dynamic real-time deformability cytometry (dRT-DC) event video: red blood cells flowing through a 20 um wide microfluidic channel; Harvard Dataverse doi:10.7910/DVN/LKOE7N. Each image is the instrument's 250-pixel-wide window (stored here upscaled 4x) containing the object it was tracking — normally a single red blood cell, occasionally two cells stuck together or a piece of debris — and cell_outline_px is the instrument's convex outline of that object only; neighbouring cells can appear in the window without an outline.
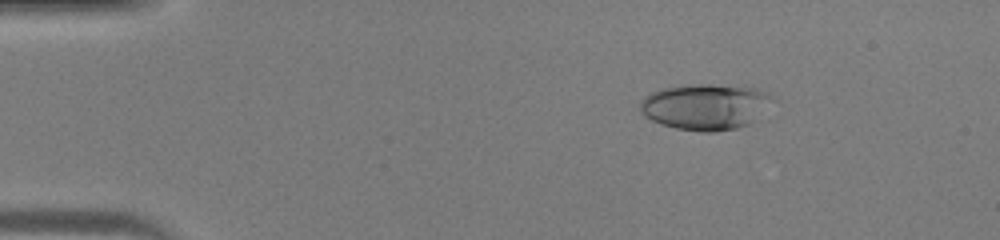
{"species": "human", "species_latin": "Homo sapiens", "temperature_condition": "warm", "stored_images_in_passage": 46, "camera_frame_rate_fps": 3000, "um_per_image_px": 0.085, "donor": {"sex": "male"}, "frame": {"image": 1, "passage_image": 8, "time_ms": 2.333, "image_size_px": [1000, 240], "cell_outline_px": [[776, 100], [752, 124], [736, 128], [716, 132], [700, 132], [676, 128], [660, 124], [644, 116], [640, 112], [640, 100], [644, 96], [652, 92], [664, 88], [684, 84], [712, 84], [760, 88], [768, 92]], "centroid_in_image_um": [60.0, 9.06], "position_along_channel_um": 25.0, "area_um2": 36.24}}
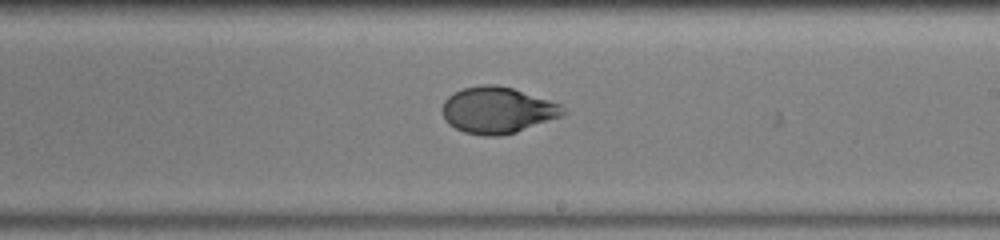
{"frame": {"image": 2, "passage_image": 28, "time_ms": 9.0, "image_size_px": [1000, 240], "cell_outline_px": [[564, 112], [560, 116], [516, 132], [500, 136], [484, 136], [464, 132], [448, 124], [444, 120], [440, 108], [444, 100], [448, 96], [464, 88], [484, 84], [496, 84], [512, 88], [560, 104]], "centroid_in_image_um": [42.2, 9.37], "position_along_channel_um": 246.8, "area_um2": 32.37}}
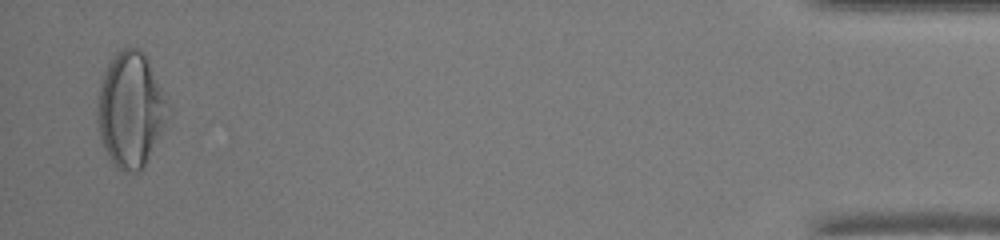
{"frame": {"image": 3, "passage_image": 45, "time_ms": 14.667, "image_size_px": [1000, 240], "cell_outline_px": [[168, 104], [164, 124], [144, 168], [136, 172], [124, 172], [112, 164], [104, 148], [100, 136], [96, 116], [96, 104], [100, 80], [104, 68], [112, 56], [120, 48], [140, 48], [144, 52], [164, 92]], "centroid_in_image_um": [11.05, 9.29], "position_along_channel_um": 424.2, "area_um2": 47.45}}